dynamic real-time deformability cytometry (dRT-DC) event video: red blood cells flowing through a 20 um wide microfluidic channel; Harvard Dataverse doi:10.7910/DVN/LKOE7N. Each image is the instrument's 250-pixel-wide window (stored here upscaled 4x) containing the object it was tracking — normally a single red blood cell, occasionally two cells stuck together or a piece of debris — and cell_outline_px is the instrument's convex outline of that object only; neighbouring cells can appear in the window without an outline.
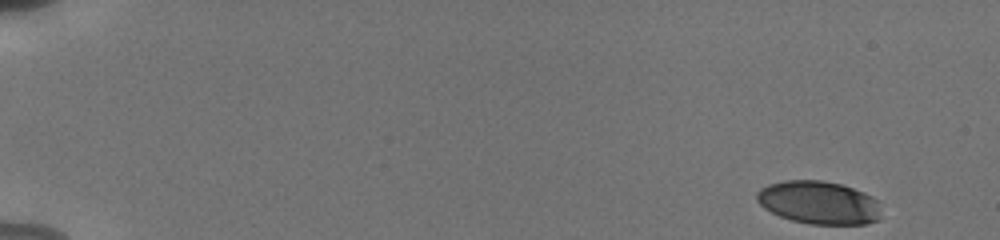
{"species": "human", "species_latin": "Homo sapiens", "temperature_condition": "cold", "stored_images_in_passage": 53, "camera_frame_rate_fps": 3000, "um_per_image_px": 0.085, "donor": {"sex": "male"}, "frame": {"image": 1, "passage_image": 1, "time_ms": 0.0, "image_size_px": [1000, 240], "cell_outline_px": [[880, 220], [868, 224], [812, 224], [792, 220], [780, 216], [764, 208], [756, 200], [756, 192], [760, 188], [768, 184], [784, 180], [820, 180], [840, 184], [864, 192], [872, 196], [876, 200], [880, 216]], "centroid_in_image_um": [69.58, 17.22], "position_along_channel_um": 15.4, "area_um2": 31.21}}
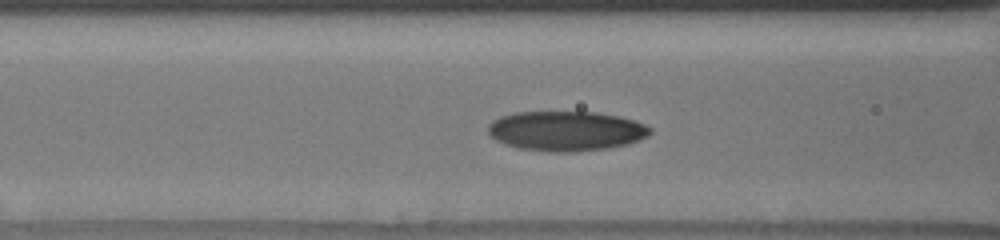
{"frame": {"image": 2, "passage_image": 22, "time_ms": 7.0, "image_size_px": [1000, 240], "cell_outline_px": [[652, 132], [648, 136], [640, 140], [628, 144], [608, 148], [572, 152], [548, 152], [520, 148], [504, 144], [496, 140], [488, 132], [488, 124], [492, 120], [500, 116], [516, 112], [596, 112], [620, 116], [644, 124], [652, 128]], "centroid_in_image_um": [48.12, 11.13], "position_along_channel_um": 118.5, "area_um2": 37.8}}
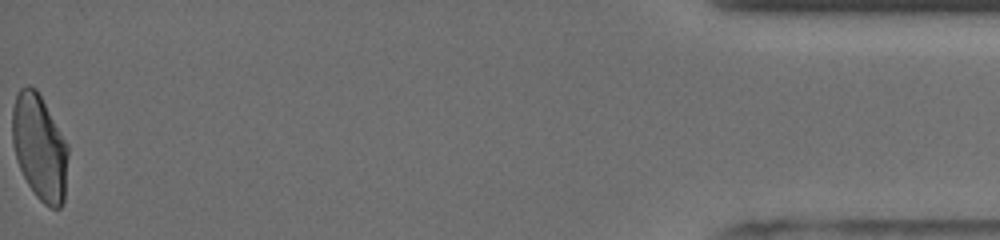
{"frame": {"image": 3, "passage_image": 53, "time_ms": 17.333, "image_size_px": [1000, 240], "cell_outline_px": [[68, 156], [64, 200], [60, 208], [52, 208], [44, 204], [36, 196], [28, 184], [16, 160], [12, 144], [12, 108], [16, 96], [20, 88], [28, 84], [36, 88], [68, 144]], "centroid_in_image_um": [3.35, 12.51], "position_along_channel_um": 431.8, "area_um2": 34.45}, "authors_computed_cell_mechanics": {"area_um2": 34.969, "velocity_mm_per_s": 3.8164, "shape_relaxation_time_tau1_ms": 3.8123, "shape_relaxation_time_tau2_ms": 1.5678, "deformation_change_tau1": 0.1512, "deformation_change_tau2": 0.0641}}